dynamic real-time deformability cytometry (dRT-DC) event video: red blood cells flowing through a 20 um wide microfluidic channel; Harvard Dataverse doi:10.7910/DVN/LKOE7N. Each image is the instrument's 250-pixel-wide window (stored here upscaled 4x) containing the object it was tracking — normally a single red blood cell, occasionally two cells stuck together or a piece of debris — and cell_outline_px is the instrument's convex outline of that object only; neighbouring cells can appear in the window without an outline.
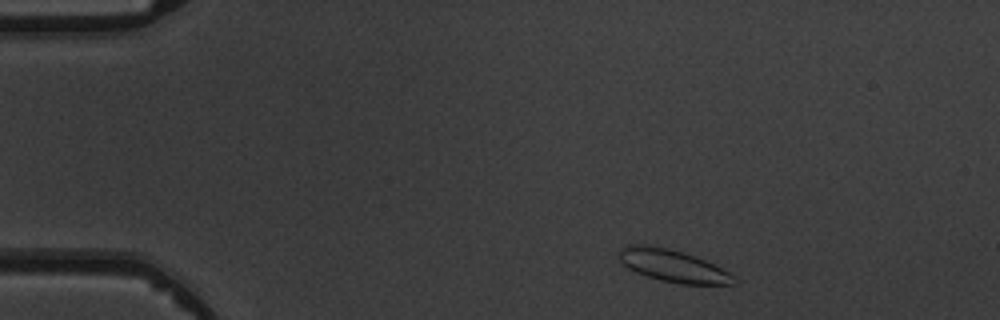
{"species": "common noctule bat (a hibernating species)", "species_latin": "Nyctalus noctula", "temperature_condition": "warm", "stored_images_in_passage": 4, "camera_frame_rate_fps": 3000, "um_per_image_px": 0.085, "animal": {"sex": "male", "body_mass_g": 19.5, "forearm_length_mm": 54.6}, "frame": {"image": 1, "passage_image": 1, "time_ms": 0.0, "image_size_px": [1000, 320], "cell_outline_px": [[736, 284], [680, 284], [660, 280], [636, 272], [628, 268], [620, 260], [620, 248], [628, 244], [648, 244], [668, 248], [684, 252], [696, 256], [728, 272], [736, 280]], "centroid_in_image_um": [57.16, 22.58], "position_along_channel_um": 27.8, "area_um2": 21.44}}